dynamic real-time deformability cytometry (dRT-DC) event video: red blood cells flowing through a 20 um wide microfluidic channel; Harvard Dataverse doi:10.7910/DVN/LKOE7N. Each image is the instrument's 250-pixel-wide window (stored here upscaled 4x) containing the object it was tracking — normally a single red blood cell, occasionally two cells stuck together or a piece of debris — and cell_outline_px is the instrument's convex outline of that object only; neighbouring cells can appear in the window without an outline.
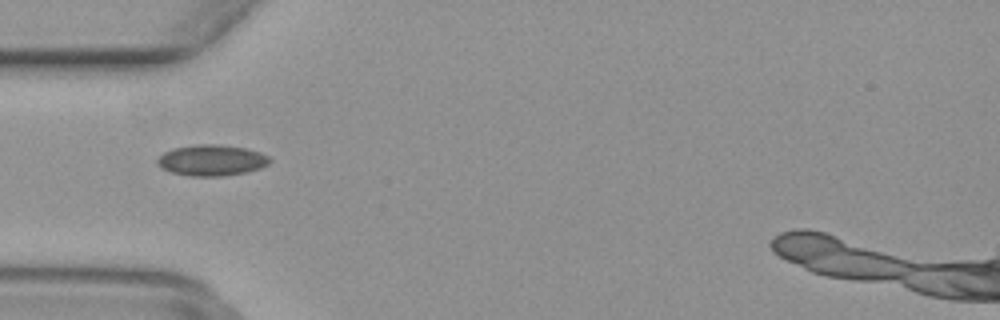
{"species": "common noctule bat (a hibernating species)", "species_latin": "Nyctalus noctula", "temperature_condition": "warm", "stored_images_in_passage": 49, "camera_frame_rate_fps": 3000, "um_per_image_px": 0.085, "animal": {"sex": "female", "body_mass_g": 29.2, "forearm_length_mm": 56.3}, "frame": {"image": 1, "passage_image": 16, "time_ms": 5.0, "image_size_px": [1000, 320], "cell_outline_px": [[272, 160], [268, 164], [260, 168], [244, 172], [224, 176], [192, 176], [172, 172], [160, 168], [156, 164], [156, 160], [164, 152], [172, 148], [196, 144], [220, 144], [244, 148], [260, 152], [268, 156]], "centroid_in_image_um": [17.96, 13.61], "position_along_channel_um": 67.0, "area_um2": 20.35}}
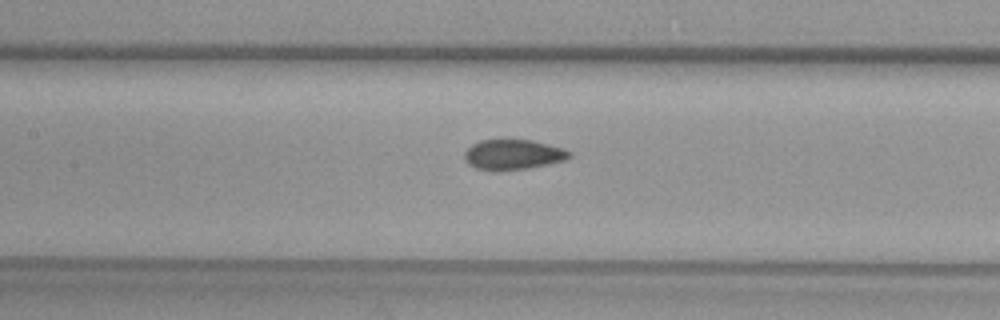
{"frame": {"image": 2, "passage_image": 23, "time_ms": 7.333, "image_size_px": [1000, 320], "cell_outline_px": [[572, 156], [564, 160], [548, 164], [528, 168], [496, 172], [492, 172], [476, 168], [468, 164], [464, 160], [464, 152], [472, 144], [480, 140], [532, 140], [564, 148], [572, 152]], "centroid_in_image_um": [43.59, 13.16], "position_along_channel_um": 163.8, "area_um2": 18.73}}
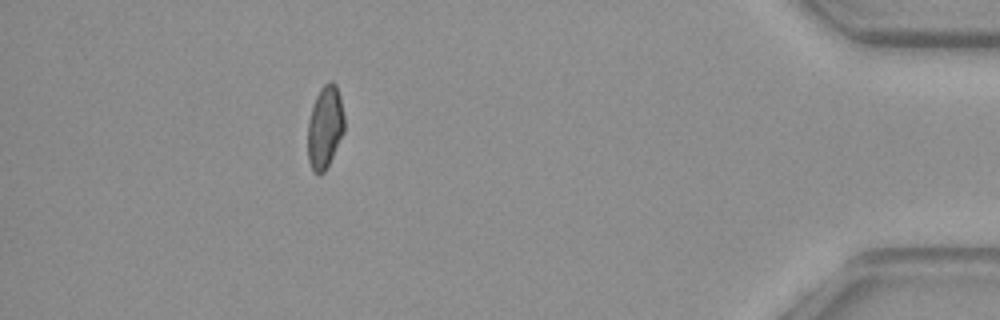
{"frame": {"image": 3, "passage_image": 45, "time_ms": 14.667, "image_size_px": [1000, 320], "cell_outline_px": [[344, 132], [324, 172], [320, 176], [312, 172], [308, 160], [308, 120], [316, 96], [320, 88], [328, 80], [332, 80], [336, 84], [340, 96], [344, 116]], "centroid_in_image_um": [27.61, 10.8], "position_along_channel_um": 407.6, "area_um2": 17.74}}